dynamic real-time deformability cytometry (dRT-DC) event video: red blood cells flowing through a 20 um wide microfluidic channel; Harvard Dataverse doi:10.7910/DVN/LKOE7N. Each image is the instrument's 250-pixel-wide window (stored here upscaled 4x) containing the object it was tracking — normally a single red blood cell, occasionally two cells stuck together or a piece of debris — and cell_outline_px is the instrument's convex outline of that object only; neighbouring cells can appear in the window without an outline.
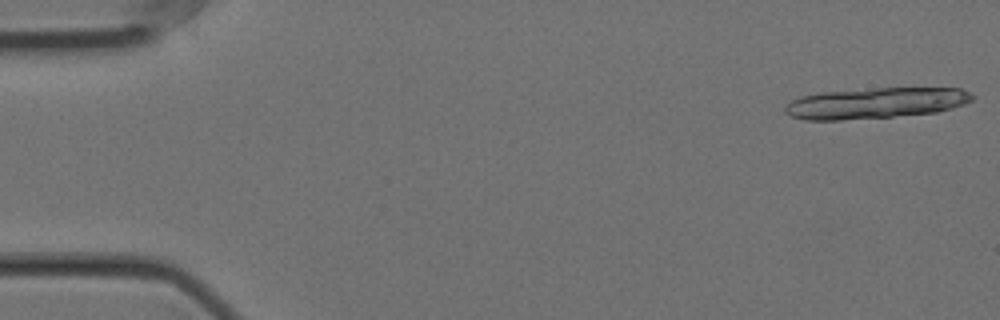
{"species": "Egyptian fruit bat (a non-hibernating species)", "species_latin": "Rousettus aegyptiacus", "temperature_condition": "cold", "stored_images_in_passage": 24, "segment_of_instrument_passage": [1, 2], "camera_frame_rate_fps": 3000, "um_per_image_px": 0.085, "animal": {"sex": "female"}, "frame": {"image": 1, "passage_image": 1, "time_ms": 0.0, "image_size_px": [1000, 320], "cell_outline_px": [[976, 96], [972, 100], [964, 104], [952, 108], [936, 112], [892, 116], [840, 120], [804, 120], [788, 116], [784, 112], [784, 108], [792, 100], [800, 96], [820, 92], [876, 88], [960, 88]], "centroid_in_image_um": [74.39, 8.76], "position_along_channel_um": 10.6, "area_um2": 33.64}}